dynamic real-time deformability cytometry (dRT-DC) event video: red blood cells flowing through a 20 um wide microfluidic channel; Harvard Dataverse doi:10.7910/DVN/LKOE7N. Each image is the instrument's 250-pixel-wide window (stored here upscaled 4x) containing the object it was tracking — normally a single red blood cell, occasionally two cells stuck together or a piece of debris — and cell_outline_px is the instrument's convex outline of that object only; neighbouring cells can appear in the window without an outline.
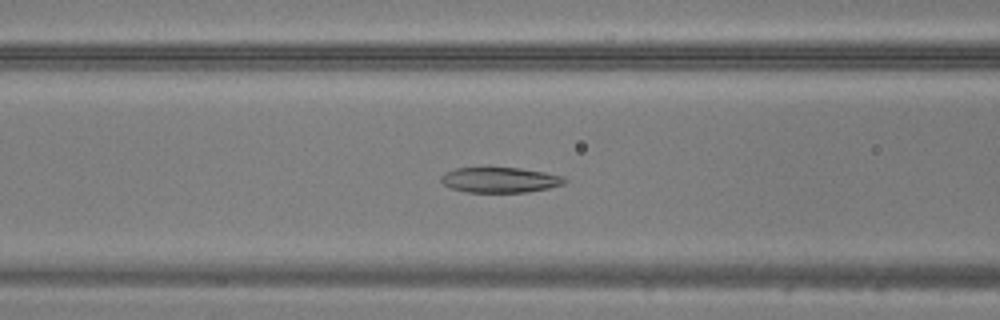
{"species": "common noctule bat (a hibernating species)", "species_latin": "Nyctalus noctula", "temperature_condition": "warm", "stored_images_in_passage": 45, "camera_frame_rate_fps": 3000, "um_per_image_px": 0.085, "animal": {"sex": "male", "body_mass_g": 20.5, "forearm_length_mm": 52.5}, "frame": {"image": 1, "passage_image": 17, "time_ms": 5.333, "image_size_px": [1000, 320], "cell_outline_px": [[568, 180], [564, 184], [548, 188], [528, 192], [468, 192], [452, 188], [444, 184], [440, 180], [440, 176], [444, 172], [456, 168], [488, 164], [520, 168], [544, 172], [560, 176]], "centroid_in_image_um": [42.43, 15.24], "position_along_channel_um": 124.2, "area_um2": 19.02}}
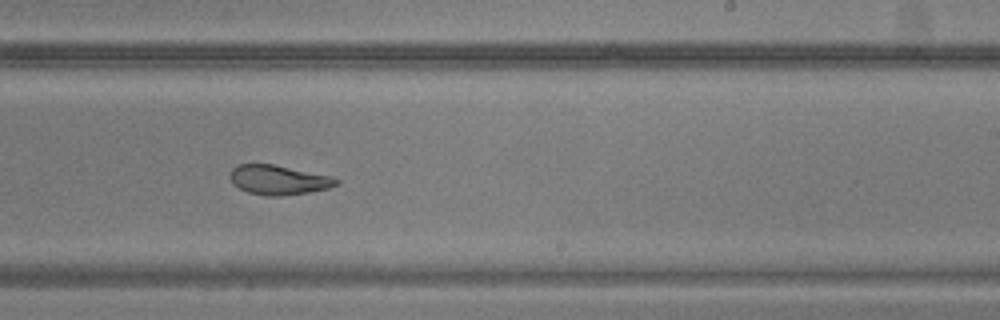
{"frame": {"image": 2, "passage_image": 27, "time_ms": 8.667, "image_size_px": [1000, 320], "cell_outline_px": [[340, 184], [328, 188], [308, 192], [280, 196], [264, 196], [248, 192], [232, 184], [228, 176], [232, 168], [236, 164], [272, 164], [332, 176], [340, 180]], "centroid_in_image_um": [23.65, 15.29], "position_along_channel_um": 265.3, "area_um2": 18.44}}
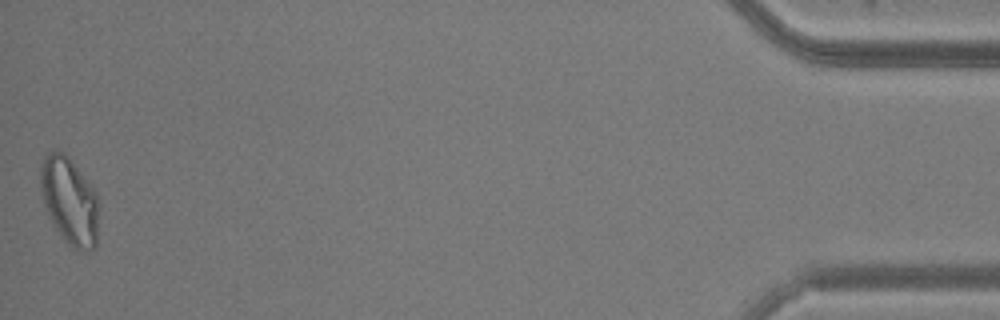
{"frame": {"image": 3, "passage_image": 45, "time_ms": 14.667, "image_size_px": [1000, 320], "cell_outline_px": [[100, 204], [96, 248], [88, 252], [76, 248], [68, 244], [64, 240], [52, 224], [48, 216], [44, 204], [40, 188], [40, 168], [44, 156], [48, 152], [56, 148], [64, 152], [68, 156], [96, 192]], "centroid_in_image_um": [5.92, 17.07], "position_along_channel_um": 429.3, "area_um2": 30.23}}